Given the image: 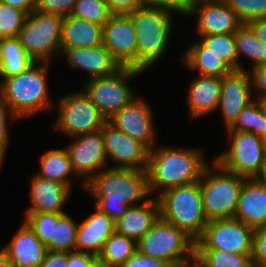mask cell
<instances>
[{"mask_svg": "<svg viewBox=\"0 0 266 267\" xmlns=\"http://www.w3.org/2000/svg\"><path fill=\"white\" fill-rule=\"evenodd\" d=\"M101 171L85 184L84 189L97 198L95 207L114 221L150 193L147 169L110 167Z\"/></svg>", "mask_w": 266, "mask_h": 267, "instance_id": "6da1fadb", "label": "cell"}, {"mask_svg": "<svg viewBox=\"0 0 266 267\" xmlns=\"http://www.w3.org/2000/svg\"><path fill=\"white\" fill-rule=\"evenodd\" d=\"M204 155L196 149L155 147L149 150L148 181L150 193L198 182L205 167Z\"/></svg>", "mask_w": 266, "mask_h": 267, "instance_id": "7a4b0ae2", "label": "cell"}, {"mask_svg": "<svg viewBox=\"0 0 266 267\" xmlns=\"http://www.w3.org/2000/svg\"><path fill=\"white\" fill-rule=\"evenodd\" d=\"M48 67L47 62L39 67L34 62L24 72L0 81V94L16 118H27L51 107L46 78Z\"/></svg>", "mask_w": 266, "mask_h": 267, "instance_id": "3957f363", "label": "cell"}, {"mask_svg": "<svg viewBox=\"0 0 266 267\" xmlns=\"http://www.w3.org/2000/svg\"><path fill=\"white\" fill-rule=\"evenodd\" d=\"M171 12L145 4L129 13L137 34L136 69H148L165 53L172 28Z\"/></svg>", "mask_w": 266, "mask_h": 267, "instance_id": "277c9868", "label": "cell"}, {"mask_svg": "<svg viewBox=\"0 0 266 267\" xmlns=\"http://www.w3.org/2000/svg\"><path fill=\"white\" fill-rule=\"evenodd\" d=\"M157 199L164 221L184 230L195 241L203 234L209 221L204 214L199 181L166 189Z\"/></svg>", "mask_w": 266, "mask_h": 267, "instance_id": "5b68a950", "label": "cell"}, {"mask_svg": "<svg viewBox=\"0 0 266 267\" xmlns=\"http://www.w3.org/2000/svg\"><path fill=\"white\" fill-rule=\"evenodd\" d=\"M213 163L217 170L207 165L199 180L204 214L208 221L230 219L234 217L246 178L224 169L215 160Z\"/></svg>", "mask_w": 266, "mask_h": 267, "instance_id": "8992f818", "label": "cell"}, {"mask_svg": "<svg viewBox=\"0 0 266 267\" xmlns=\"http://www.w3.org/2000/svg\"><path fill=\"white\" fill-rule=\"evenodd\" d=\"M63 18L61 15L39 12L36 9L27 14L17 37L25 52L35 62L50 63L51 56H62Z\"/></svg>", "mask_w": 266, "mask_h": 267, "instance_id": "52a82bcc", "label": "cell"}, {"mask_svg": "<svg viewBox=\"0 0 266 267\" xmlns=\"http://www.w3.org/2000/svg\"><path fill=\"white\" fill-rule=\"evenodd\" d=\"M195 244L196 241L184 230L159 217L137 242V250L143 255L170 262L174 267H178L195 257Z\"/></svg>", "mask_w": 266, "mask_h": 267, "instance_id": "ba28073f", "label": "cell"}, {"mask_svg": "<svg viewBox=\"0 0 266 267\" xmlns=\"http://www.w3.org/2000/svg\"><path fill=\"white\" fill-rule=\"evenodd\" d=\"M227 131L231 147L215 161L237 175L257 178L266 164V140L252 132Z\"/></svg>", "mask_w": 266, "mask_h": 267, "instance_id": "9c48e42d", "label": "cell"}, {"mask_svg": "<svg viewBox=\"0 0 266 267\" xmlns=\"http://www.w3.org/2000/svg\"><path fill=\"white\" fill-rule=\"evenodd\" d=\"M142 72L132 67H121L111 75L89 79L83 91L109 120L137 97L130 89L127 79L139 76Z\"/></svg>", "mask_w": 266, "mask_h": 267, "instance_id": "30bf717a", "label": "cell"}, {"mask_svg": "<svg viewBox=\"0 0 266 267\" xmlns=\"http://www.w3.org/2000/svg\"><path fill=\"white\" fill-rule=\"evenodd\" d=\"M58 105L59 118L53 127L72 139L100 130L108 121L84 91L62 97Z\"/></svg>", "mask_w": 266, "mask_h": 267, "instance_id": "8fae6325", "label": "cell"}, {"mask_svg": "<svg viewBox=\"0 0 266 267\" xmlns=\"http://www.w3.org/2000/svg\"><path fill=\"white\" fill-rule=\"evenodd\" d=\"M254 228L234 218L210 220L196 240L195 249H219L231 254H252Z\"/></svg>", "mask_w": 266, "mask_h": 267, "instance_id": "7c38bea8", "label": "cell"}, {"mask_svg": "<svg viewBox=\"0 0 266 267\" xmlns=\"http://www.w3.org/2000/svg\"><path fill=\"white\" fill-rule=\"evenodd\" d=\"M67 151L75 176L84 177L85 184L107 165L103 130L73 137Z\"/></svg>", "mask_w": 266, "mask_h": 267, "instance_id": "4fadbf2b", "label": "cell"}, {"mask_svg": "<svg viewBox=\"0 0 266 267\" xmlns=\"http://www.w3.org/2000/svg\"><path fill=\"white\" fill-rule=\"evenodd\" d=\"M137 34L129 14H112L103 25V45L121 67L136 69Z\"/></svg>", "mask_w": 266, "mask_h": 267, "instance_id": "5bb4252c", "label": "cell"}, {"mask_svg": "<svg viewBox=\"0 0 266 267\" xmlns=\"http://www.w3.org/2000/svg\"><path fill=\"white\" fill-rule=\"evenodd\" d=\"M102 130L107 159L118 163L114 168H148L149 149L144 144L121 132L109 121Z\"/></svg>", "mask_w": 266, "mask_h": 267, "instance_id": "9a60e30c", "label": "cell"}, {"mask_svg": "<svg viewBox=\"0 0 266 267\" xmlns=\"http://www.w3.org/2000/svg\"><path fill=\"white\" fill-rule=\"evenodd\" d=\"M151 107L146 100L134 98L108 121L132 139L140 141L149 150L154 148L155 131Z\"/></svg>", "mask_w": 266, "mask_h": 267, "instance_id": "2e32d148", "label": "cell"}, {"mask_svg": "<svg viewBox=\"0 0 266 267\" xmlns=\"http://www.w3.org/2000/svg\"><path fill=\"white\" fill-rule=\"evenodd\" d=\"M250 75L245 70H233L222 77L218 108L224 117L227 129L235 122L252 99Z\"/></svg>", "mask_w": 266, "mask_h": 267, "instance_id": "e0dca14e", "label": "cell"}, {"mask_svg": "<svg viewBox=\"0 0 266 267\" xmlns=\"http://www.w3.org/2000/svg\"><path fill=\"white\" fill-rule=\"evenodd\" d=\"M194 13L198 15L196 28L200 36L235 33L242 25L223 0L196 3L188 15Z\"/></svg>", "mask_w": 266, "mask_h": 267, "instance_id": "ac0fdd59", "label": "cell"}, {"mask_svg": "<svg viewBox=\"0 0 266 267\" xmlns=\"http://www.w3.org/2000/svg\"><path fill=\"white\" fill-rule=\"evenodd\" d=\"M61 54H65L72 68L83 69L91 75L90 79L111 75L121 68L103 44L88 48H61Z\"/></svg>", "mask_w": 266, "mask_h": 267, "instance_id": "d6986e66", "label": "cell"}, {"mask_svg": "<svg viewBox=\"0 0 266 267\" xmlns=\"http://www.w3.org/2000/svg\"><path fill=\"white\" fill-rule=\"evenodd\" d=\"M233 218L254 229L266 224V186L258 178L245 179Z\"/></svg>", "mask_w": 266, "mask_h": 267, "instance_id": "ffe728a7", "label": "cell"}, {"mask_svg": "<svg viewBox=\"0 0 266 267\" xmlns=\"http://www.w3.org/2000/svg\"><path fill=\"white\" fill-rule=\"evenodd\" d=\"M70 188L66 184L35 175L27 195L32 205L26 213H66L62 208L68 200Z\"/></svg>", "mask_w": 266, "mask_h": 267, "instance_id": "44dd1931", "label": "cell"}, {"mask_svg": "<svg viewBox=\"0 0 266 267\" xmlns=\"http://www.w3.org/2000/svg\"><path fill=\"white\" fill-rule=\"evenodd\" d=\"M1 250L16 267H40L47 248L23 222L14 238Z\"/></svg>", "mask_w": 266, "mask_h": 267, "instance_id": "7402d4cb", "label": "cell"}, {"mask_svg": "<svg viewBox=\"0 0 266 267\" xmlns=\"http://www.w3.org/2000/svg\"><path fill=\"white\" fill-rule=\"evenodd\" d=\"M95 209V213L78 225L75 251L87 252L98 256L105 241L115 231V221L98 208L95 207ZM83 249H86V251Z\"/></svg>", "mask_w": 266, "mask_h": 267, "instance_id": "603a6c76", "label": "cell"}, {"mask_svg": "<svg viewBox=\"0 0 266 267\" xmlns=\"http://www.w3.org/2000/svg\"><path fill=\"white\" fill-rule=\"evenodd\" d=\"M160 217L159 200L146 199L141 205L129 206L115 221V231L136 243L151 229Z\"/></svg>", "mask_w": 266, "mask_h": 267, "instance_id": "cb8c5ba5", "label": "cell"}, {"mask_svg": "<svg viewBox=\"0 0 266 267\" xmlns=\"http://www.w3.org/2000/svg\"><path fill=\"white\" fill-rule=\"evenodd\" d=\"M222 77L200 75L190 84L187 99L190 117L197 118L218 109Z\"/></svg>", "mask_w": 266, "mask_h": 267, "instance_id": "d4e9b609", "label": "cell"}, {"mask_svg": "<svg viewBox=\"0 0 266 267\" xmlns=\"http://www.w3.org/2000/svg\"><path fill=\"white\" fill-rule=\"evenodd\" d=\"M101 44L103 26L72 15L63 18L61 48H88Z\"/></svg>", "mask_w": 266, "mask_h": 267, "instance_id": "484cf974", "label": "cell"}, {"mask_svg": "<svg viewBox=\"0 0 266 267\" xmlns=\"http://www.w3.org/2000/svg\"><path fill=\"white\" fill-rule=\"evenodd\" d=\"M184 64L198 70L199 75L223 77L233 70L219 56L209 52L201 42L194 43L184 55Z\"/></svg>", "mask_w": 266, "mask_h": 267, "instance_id": "4316f807", "label": "cell"}, {"mask_svg": "<svg viewBox=\"0 0 266 267\" xmlns=\"http://www.w3.org/2000/svg\"><path fill=\"white\" fill-rule=\"evenodd\" d=\"M34 62L18 37L0 39V76L3 79L24 72Z\"/></svg>", "mask_w": 266, "mask_h": 267, "instance_id": "83f0119b", "label": "cell"}, {"mask_svg": "<svg viewBox=\"0 0 266 267\" xmlns=\"http://www.w3.org/2000/svg\"><path fill=\"white\" fill-rule=\"evenodd\" d=\"M41 172L37 175L66 184L71 189L70 174L75 175L67 149H54L40 158Z\"/></svg>", "mask_w": 266, "mask_h": 267, "instance_id": "f1b7e54d", "label": "cell"}, {"mask_svg": "<svg viewBox=\"0 0 266 267\" xmlns=\"http://www.w3.org/2000/svg\"><path fill=\"white\" fill-rule=\"evenodd\" d=\"M78 224L67 213H53V231L47 250L75 251Z\"/></svg>", "mask_w": 266, "mask_h": 267, "instance_id": "f546056e", "label": "cell"}, {"mask_svg": "<svg viewBox=\"0 0 266 267\" xmlns=\"http://www.w3.org/2000/svg\"><path fill=\"white\" fill-rule=\"evenodd\" d=\"M137 251V243L116 231L105 241L97 258L112 266L120 267Z\"/></svg>", "mask_w": 266, "mask_h": 267, "instance_id": "4dcf8cb0", "label": "cell"}, {"mask_svg": "<svg viewBox=\"0 0 266 267\" xmlns=\"http://www.w3.org/2000/svg\"><path fill=\"white\" fill-rule=\"evenodd\" d=\"M234 38L238 60L243 54L252 60V68L266 65V43L258 39L246 24L237 29Z\"/></svg>", "mask_w": 266, "mask_h": 267, "instance_id": "1f68e13d", "label": "cell"}, {"mask_svg": "<svg viewBox=\"0 0 266 267\" xmlns=\"http://www.w3.org/2000/svg\"><path fill=\"white\" fill-rule=\"evenodd\" d=\"M200 42L209 52L223 59L232 70H245L238 60L234 33L204 35Z\"/></svg>", "mask_w": 266, "mask_h": 267, "instance_id": "d6a6232c", "label": "cell"}, {"mask_svg": "<svg viewBox=\"0 0 266 267\" xmlns=\"http://www.w3.org/2000/svg\"><path fill=\"white\" fill-rule=\"evenodd\" d=\"M252 254H231L219 249H195L205 267H252Z\"/></svg>", "mask_w": 266, "mask_h": 267, "instance_id": "836d02e7", "label": "cell"}, {"mask_svg": "<svg viewBox=\"0 0 266 267\" xmlns=\"http://www.w3.org/2000/svg\"><path fill=\"white\" fill-rule=\"evenodd\" d=\"M227 130L252 132L266 140V117L255 98L243 109L235 122Z\"/></svg>", "mask_w": 266, "mask_h": 267, "instance_id": "e575fe53", "label": "cell"}, {"mask_svg": "<svg viewBox=\"0 0 266 267\" xmlns=\"http://www.w3.org/2000/svg\"><path fill=\"white\" fill-rule=\"evenodd\" d=\"M71 15L103 26L112 13L105 0H78Z\"/></svg>", "mask_w": 266, "mask_h": 267, "instance_id": "d590c367", "label": "cell"}, {"mask_svg": "<svg viewBox=\"0 0 266 267\" xmlns=\"http://www.w3.org/2000/svg\"><path fill=\"white\" fill-rule=\"evenodd\" d=\"M26 16L25 11L0 2V39L17 37Z\"/></svg>", "mask_w": 266, "mask_h": 267, "instance_id": "8d00e7d4", "label": "cell"}, {"mask_svg": "<svg viewBox=\"0 0 266 267\" xmlns=\"http://www.w3.org/2000/svg\"><path fill=\"white\" fill-rule=\"evenodd\" d=\"M242 24L266 18V0H223Z\"/></svg>", "mask_w": 266, "mask_h": 267, "instance_id": "74e56055", "label": "cell"}, {"mask_svg": "<svg viewBox=\"0 0 266 267\" xmlns=\"http://www.w3.org/2000/svg\"><path fill=\"white\" fill-rule=\"evenodd\" d=\"M25 223L46 246L52 237L53 213H26Z\"/></svg>", "mask_w": 266, "mask_h": 267, "instance_id": "f35d334b", "label": "cell"}, {"mask_svg": "<svg viewBox=\"0 0 266 267\" xmlns=\"http://www.w3.org/2000/svg\"><path fill=\"white\" fill-rule=\"evenodd\" d=\"M8 119L16 121L18 118L15 117L9 108V105L0 94V165L2 164L3 158L6 155L5 153L8 146L7 144H9V131L7 127Z\"/></svg>", "mask_w": 266, "mask_h": 267, "instance_id": "ab89813d", "label": "cell"}, {"mask_svg": "<svg viewBox=\"0 0 266 267\" xmlns=\"http://www.w3.org/2000/svg\"><path fill=\"white\" fill-rule=\"evenodd\" d=\"M252 267L266 266V224L254 229Z\"/></svg>", "mask_w": 266, "mask_h": 267, "instance_id": "60d3db41", "label": "cell"}, {"mask_svg": "<svg viewBox=\"0 0 266 267\" xmlns=\"http://www.w3.org/2000/svg\"><path fill=\"white\" fill-rule=\"evenodd\" d=\"M77 1L78 0H37L36 10L66 17L71 15Z\"/></svg>", "mask_w": 266, "mask_h": 267, "instance_id": "b9f144b4", "label": "cell"}, {"mask_svg": "<svg viewBox=\"0 0 266 267\" xmlns=\"http://www.w3.org/2000/svg\"><path fill=\"white\" fill-rule=\"evenodd\" d=\"M120 267H174L170 262L143 255L138 250Z\"/></svg>", "mask_w": 266, "mask_h": 267, "instance_id": "7bdbcfd3", "label": "cell"}, {"mask_svg": "<svg viewBox=\"0 0 266 267\" xmlns=\"http://www.w3.org/2000/svg\"><path fill=\"white\" fill-rule=\"evenodd\" d=\"M147 5L164 8L167 10L187 15L191 10V4L189 0H145Z\"/></svg>", "mask_w": 266, "mask_h": 267, "instance_id": "ee69618b", "label": "cell"}, {"mask_svg": "<svg viewBox=\"0 0 266 267\" xmlns=\"http://www.w3.org/2000/svg\"><path fill=\"white\" fill-rule=\"evenodd\" d=\"M112 14H129L144 6L145 0H105Z\"/></svg>", "mask_w": 266, "mask_h": 267, "instance_id": "f6af8a7d", "label": "cell"}, {"mask_svg": "<svg viewBox=\"0 0 266 267\" xmlns=\"http://www.w3.org/2000/svg\"><path fill=\"white\" fill-rule=\"evenodd\" d=\"M252 72H248L251 79L252 90L258 92L256 99L260 97H266V65L258 66L251 69ZM252 73V74H251Z\"/></svg>", "mask_w": 266, "mask_h": 267, "instance_id": "bcb514c9", "label": "cell"}, {"mask_svg": "<svg viewBox=\"0 0 266 267\" xmlns=\"http://www.w3.org/2000/svg\"><path fill=\"white\" fill-rule=\"evenodd\" d=\"M96 259L97 256L87 252H67L66 267H93Z\"/></svg>", "mask_w": 266, "mask_h": 267, "instance_id": "7dc6e473", "label": "cell"}, {"mask_svg": "<svg viewBox=\"0 0 266 267\" xmlns=\"http://www.w3.org/2000/svg\"><path fill=\"white\" fill-rule=\"evenodd\" d=\"M67 252L47 250L40 267H66Z\"/></svg>", "mask_w": 266, "mask_h": 267, "instance_id": "c3c4849f", "label": "cell"}, {"mask_svg": "<svg viewBox=\"0 0 266 267\" xmlns=\"http://www.w3.org/2000/svg\"><path fill=\"white\" fill-rule=\"evenodd\" d=\"M246 25L258 39L266 43V18L250 20Z\"/></svg>", "mask_w": 266, "mask_h": 267, "instance_id": "681fc988", "label": "cell"}, {"mask_svg": "<svg viewBox=\"0 0 266 267\" xmlns=\"http://www.w3.org/2000/svg\"><path fill=\"white\" fill-rule=\"evenodd\" d=\"M0 2L25 11L27 14L36 9L37 0H0Z\"/></svg>", "mask_w": 266, "mask_h": 267, "instance_id": "f907efd6", "label": "cell"}, {"mask_svg": "<svg viewBox=\"0 0 266 267\" xmlns=\"http://www.w3.org/2000/svg\"><path fill=\"white\" fill-rule=\"evenodd\" d=\"M0 267H16L2 250H0Z\"/></svg>", "mask_w": 266, "mask_h": 267, "instance_id": "816d5d0a", "label": "cell"}, {"mask_svg": "<svg viewBox=\"0 0 266 267\" xmlns=\"http://www.w3.org/2000/svg\"><path fill=\"white\" fill-rule=\"evenodd\" d=\"M178 267H205V266L196 257H194L193 259L189 261L183 262Z\"/></svg>", "mask_w": 266, "mask_h": 267, "instance_id": "f5cc1de1", "label": "cell"}, {"mask_svg": "<svg viewBox=\"0 0 266 267\" xmlns=\"http://www.w3.org/2000/svg\"><path fill=\"white\" fill-rule=\"evenodd\" d=\"M262 111V113L265 115L266 117V97H260L255 99Z\"/></svg>", "mask_w": 266, "mask_h": 267, "instance_id": "db71d44e", "label": "cell"}, {"mask_svg": "<svg viewBox=\"0 0 266 267\" xmlns=\"http://www.w3.org/2000/svg\"><path fill=\"white\" fill-rule=\"evenodd\" d=\"M257 178L264 186H266V164H265L261 174Z\"/></svg>", "mask_w": 266, "mask_h": 267, "instance_id": "11a10c76", "label": "cell"}, {"mask_svg": "<svg viewBox=\"0 0 266 267\" xmlns=\"http://www.w3.org/2000/svg\"><path fill=\"white\" fill-rule=\"evenodd\" d=\"M93 267H116V266H112L108 263L102 262L97 258L93 263Z\"/></svg>", "mask_w": 266, "mask_h": 267, "instance_id": "9f6ffc18", "label": "cell"}, {"mask_svg": "<svg viewBox=\"0 0 266 267\" xmlns=\"http://www.w3.org/2000/svg\"><path fill=\"white\" fill-rule=\"evenodd\" d=\"M208 1H217V0H189L191 5H194V4L200 3V2H208Z\"/></svg>", "mask_w": 266, "mask_h": 267, "instance_id": "6f0895ef", "label": "cell"}]
</instances>
